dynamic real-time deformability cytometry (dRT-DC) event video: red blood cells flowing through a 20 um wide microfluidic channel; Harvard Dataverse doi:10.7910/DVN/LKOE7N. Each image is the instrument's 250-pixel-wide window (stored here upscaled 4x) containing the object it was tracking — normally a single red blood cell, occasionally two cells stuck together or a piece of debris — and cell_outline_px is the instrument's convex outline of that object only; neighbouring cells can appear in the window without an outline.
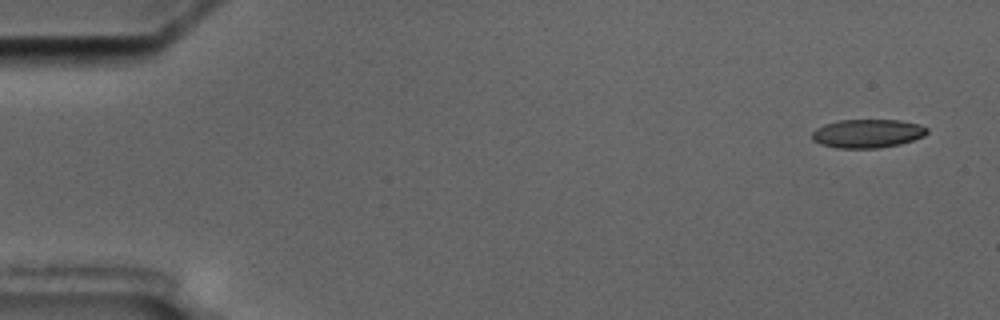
{"species": "common noctule bat (a hibernating species)", "species_latin": "Nyctalus noctula", "temperature_condition": "cold", "stored_images_in_passage": 5, "camera_frame_rate_fps": 3000, "um_per_image_px": 0.085, "animal": {"sex": "male", "body_mass_g": 17.5, "forearm_length_mm": 52.3}, "frame": {"image": 1, "passage_image": 1, "time_ms": 0.0, "image_size_px": [1000, 320], "cell_outline_px": [[928, 132], [924, 136], [900, 144], [880, 148], [836, 148], [820, 144], [812, 140], [812, 132], [816, 128], [824, 124], [836, 120], [900, 120], [920, 124], [928, 128]], "centroid_in_image_um": [73.72, 11.34], "position_along_channel_um": 11.3, "area_um2": 19.36}}
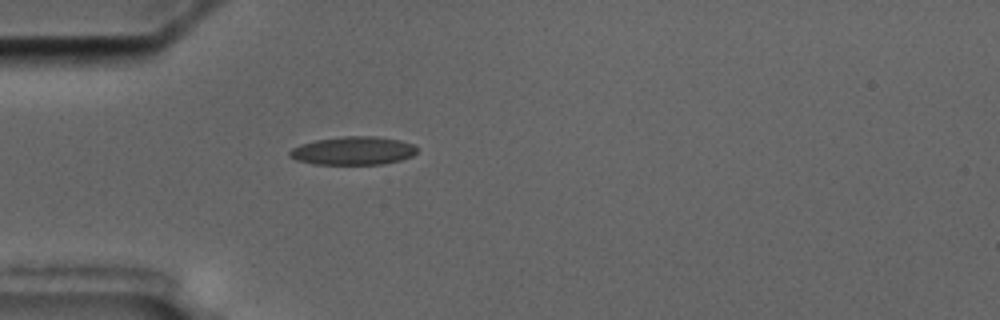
{"frame": {"image": 2, "passage_image": 5, "time_ms": 4.667, "image_size_px": [1000, 320], "cell_outline_px": [[416, 152], [412, 156], [400, 160], [380, 164], [312, 164], [296, 160], [288, 156], [288, 152], [292, 148], [300, 144], [316, 140], [344, 136], [376, 136], [400, 140], [412, 144], [416, 148]], "centroid_in_image_um": [29.98, 12.81], "position_along_channel_um": 55.0, "area_um2": 20.98}}